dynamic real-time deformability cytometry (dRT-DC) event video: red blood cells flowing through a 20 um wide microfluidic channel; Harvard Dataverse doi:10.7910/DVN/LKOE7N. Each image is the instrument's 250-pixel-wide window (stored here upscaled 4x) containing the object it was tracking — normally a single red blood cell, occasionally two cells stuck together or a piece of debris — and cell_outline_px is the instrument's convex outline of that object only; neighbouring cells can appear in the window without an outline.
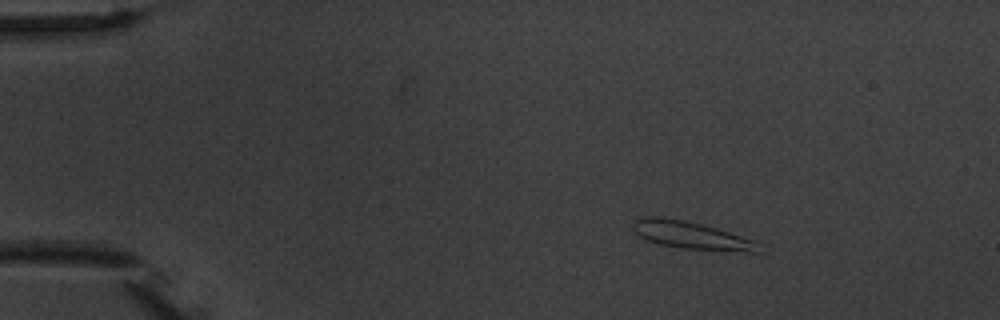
{"species": "common noctule bat (a hibernating species)", "species_latin": "Nyctalus noctula", "temperature_condition": "warm", "stored_images_in_passage": 3, "camera_frame_rate_fps": 3000, "um_per_image_px": 0.085, "animal": {"sex": "male", "body_mass_g": 20.1, "forearm_length_mm": 53.5}, "frame": {"image": 1, "passage_image": 1, "time_ms": 0.0, "image_size_px": [1000, 320], "cell_outline_px": [[756, 252], [748, 252], [684, 248], [660, 244], [648, 240], [640, 236], [632, 228], [632, 224], [636, 220], [648, 216], [656, 216], [684, 220], [716, 228], [756, 240]], "centroid_in_image_um": [58.72, 19.99], "position_along_channel_um": 26.3, "area_um2": 19.65}}